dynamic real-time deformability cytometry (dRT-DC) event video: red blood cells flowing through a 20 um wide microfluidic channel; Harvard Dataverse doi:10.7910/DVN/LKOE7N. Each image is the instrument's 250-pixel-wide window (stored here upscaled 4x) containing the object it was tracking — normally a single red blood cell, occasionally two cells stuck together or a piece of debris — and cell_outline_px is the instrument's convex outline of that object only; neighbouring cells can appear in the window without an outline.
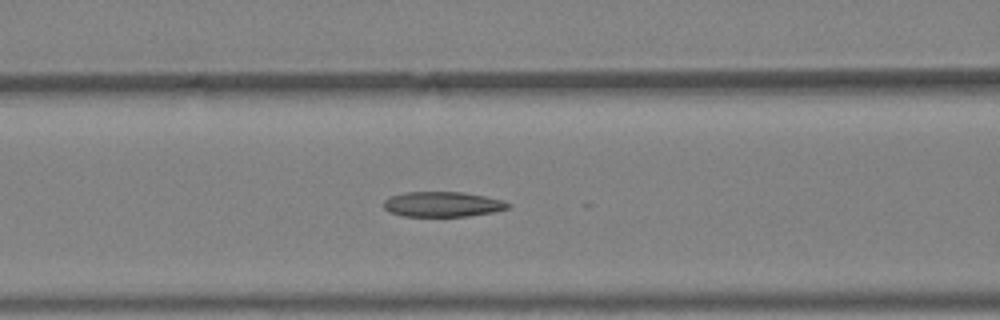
{"species": "Egyptian fruit bat (a non-hibernating species)", "species_latin": "Rousettus aegyptiacus", "temperature_condition": "warm", "stored_images_in_passage": 40, "camera_frame_rate_fps": 3000, "um_per_image_px": 0.085, "animal": {"sex": "female"}, "frame": {"image": 1, "passage_image": 14, "time_ms": 4.333, "image_size_px": [1000, 320], "cell_outline_px": [[512, 204], [508, 208], [496, 212], [468, 216], [404, 216], [388, 212], [384, 208], [384, 200], [388, 196], [404, 192], [464, 192], [504, 200]], "centroid_in_image_um": [37.62, 17.36], "position_along_channel_um": 129.0, "area_um2": 18.44}}
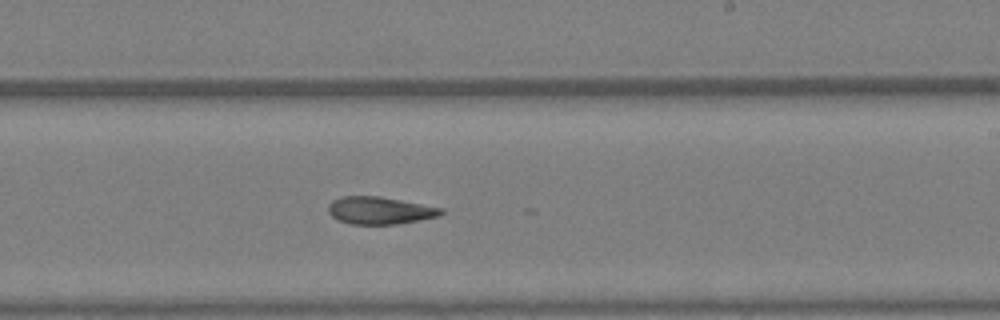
{"frame": {"image": 2, "passage_image": 22, "time_ms": 7.0, "image_size_px": [1000, 320], "cell_outline_px": [[444, 212], [440, 216], [396, 224], [352, 224], [340, 220], [332, 216], [328, 212], [328, 204], [332, 200], [340, 196], [380, 196], [444, 208]], "centroid_in_image_um": [32.29, 17.88], "position_along_channel_um": 256.7, "area_um2": 18.03}}
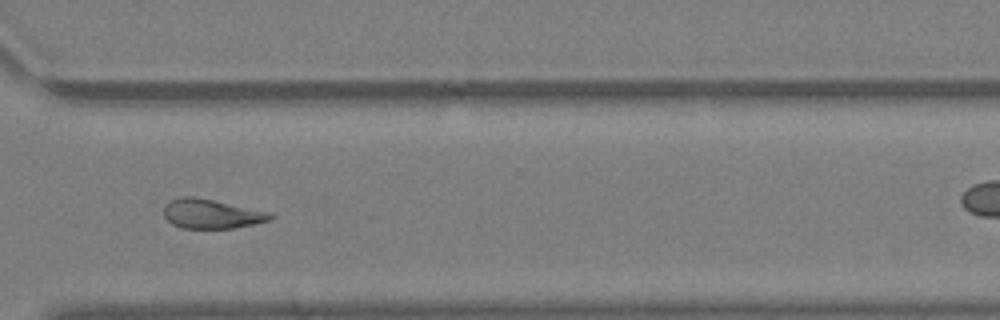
{"frame": {"image": 3, "passage_image": 28, "time_ms": 9.0, "image_size_px": [1000, 320], "cell_outline_px": [[276, 216], [272, 220], [232, 228], [180, 228], [172, 224], [164, 216], [164, 204], [180, 196], [196, 196], [272, 212]], "centroid_in_image_um": [18.0, 18.16], "position_along_channel_um": 352.6, "area_um2": 18.5}}